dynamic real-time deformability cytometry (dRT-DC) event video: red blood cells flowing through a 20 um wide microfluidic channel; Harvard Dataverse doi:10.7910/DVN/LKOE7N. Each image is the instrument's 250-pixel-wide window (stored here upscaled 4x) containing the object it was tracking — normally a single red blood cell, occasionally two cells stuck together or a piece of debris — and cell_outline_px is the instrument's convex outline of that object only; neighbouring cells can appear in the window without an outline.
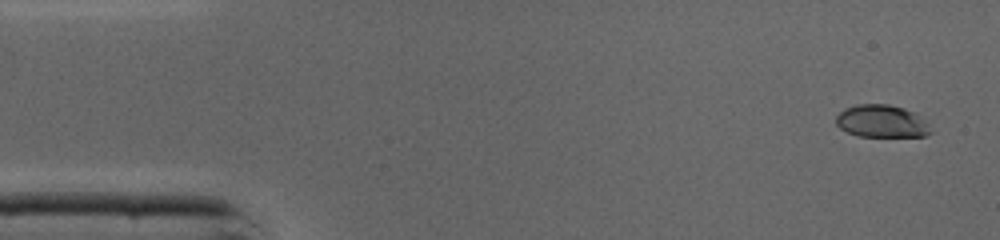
{"species": "common noctule bat (a hibernating species)", "species_latin": "Nyctalus noctula", "temperature_condition": "cold", "stored_images_in_passage": 45, "camera_frame_rate_fps": 3000, "um_per_image_px": 0.085, "animal": {"sex": "male", "body_mass_g": 19.0, "forearm_length_mm": 50.8}, "frame": {"image": 1, "passage_image": 2, "time_ms": 0.333, "image_size_px": [1000, 240], "cell_outline_px": [[932, 132], [924, 136], [860, 136], [848, 132], [840, 128], [836, 124], [836, 116], [844, 108], [856, 104], [888, 104], [904, 108], [912, 112], [928, 124]], "centroid_in_image_um": [74.9, 10.3], "position_along_channel_um": 10.1, "area_um2": 17.74}}
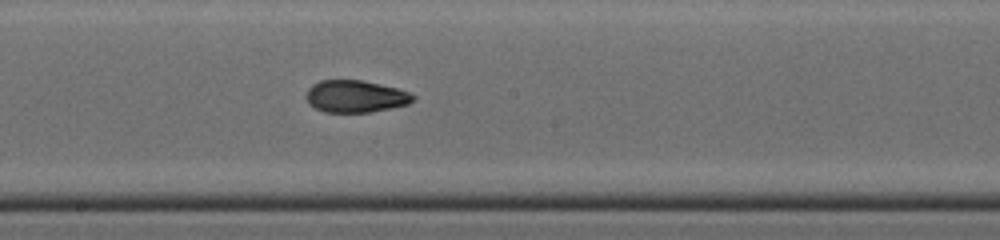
{"frame": {"image": 2, "passage_image": 24, "time_ms": 7.667, "image_size_px": [1000, 240], "cell_outline_px": [[416, 100], [408, 104], [368, 112], [324, 112], [308, 104], [304, 96], [308, 88], [312, 84], [320, 80], [364, 80], [396, 88], [408, 92], [416, 96]], "centroid_in_image_um": [30.18, 8.18], "position_along_channel_um": 218.0, "area_um2": 20.11}}
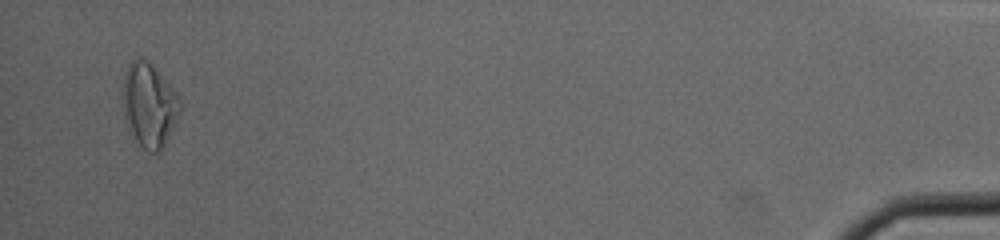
{"frame": {"image": 3, "passage_image": 44, "time_ms": 14.333, "image_size_px": [1000, 240], "cell_outline_px": [[180, 116], [164, 148], [160, 152], [148, 152], [128, 132], [124, 120], [120, 96], [120, 92], [124, 72], [128, 64], [132, 60], [140, 56], [148, 60], [152, 64], [176, 92], [180, 100]], "centroid_in_image_um": [12.63, 8.93], "position_along_channel_um": 422.6, "area_um2": 29.13}, "authors_computed_cell_mechanics": {"area_um2": 20.23, "velocity_mm_per_s": 4.3865, "shape_relaxation_time_tau1_ms": null, "shape_relaxation_time_tau2_ms": 1.5374, "deformation_change_tau1": null, "deformation_change_tau2": 0.0723}}